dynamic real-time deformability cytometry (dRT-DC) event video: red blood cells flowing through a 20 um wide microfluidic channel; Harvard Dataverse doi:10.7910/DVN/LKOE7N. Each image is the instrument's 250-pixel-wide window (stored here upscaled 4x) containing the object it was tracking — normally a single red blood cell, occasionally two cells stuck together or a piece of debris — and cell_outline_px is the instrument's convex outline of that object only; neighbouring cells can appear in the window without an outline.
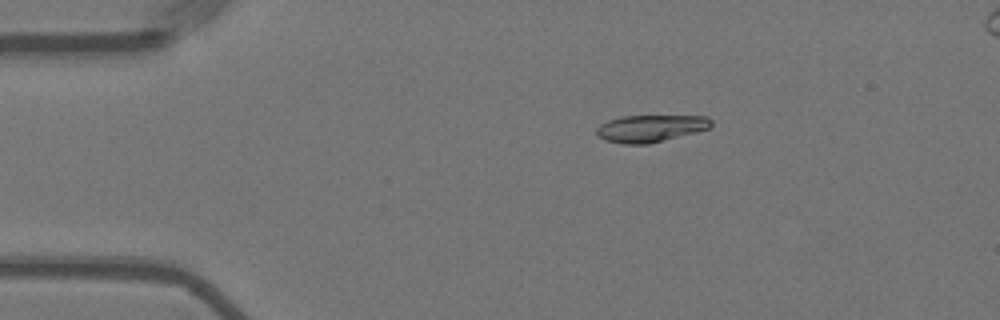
{"species": "Egyptian fruit bat (a non-hibernating species)", "species_latin": "Rousettus aegyptiacus", "temperature_condition": "warm", "stored_images_in_passage": 50, "segment_of_instrument_passage": [1, 2], "camera_frame_rate_fps": 3000, "um_per_image_px": 0.085, "animal": {"sex": "female"}, "frame": {"image": 1, "passage_image": 3, "time_ms": 0.667, "image_size_px": [1000, 320], "cell_outline_px": [[712, 124], [708, 128], [696, 132], [648, 144], [624, 144], [604, 140], [596, 136], [596, 128], [600, 124], [608, 120], [620, 116], [708, 116], [712, 120]], "centroid_in_image_um": [55.25, 10.91], "position_along_channel_um": 29.8, "area_um2": 18.15}}
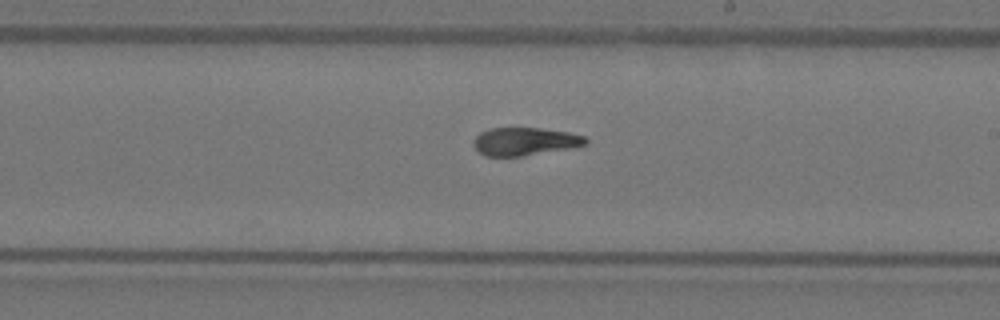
{"frame": {"image": 2, "passage_image": 25, "time_ms": 8.0, "image_size_px": [1000, 320], "cell_outline_px": [[588, 144], [576, 148], [520, 156], [484, 156], [472, 144], [472, 140], [480, 132], [488, 128], [540, 128], [568, 132], [584, 136], [588, 140]], "centroid_in_image_um": [44.63, 12.02], "position_along_channel_um": 244.4, "area_um2": 18.5}}
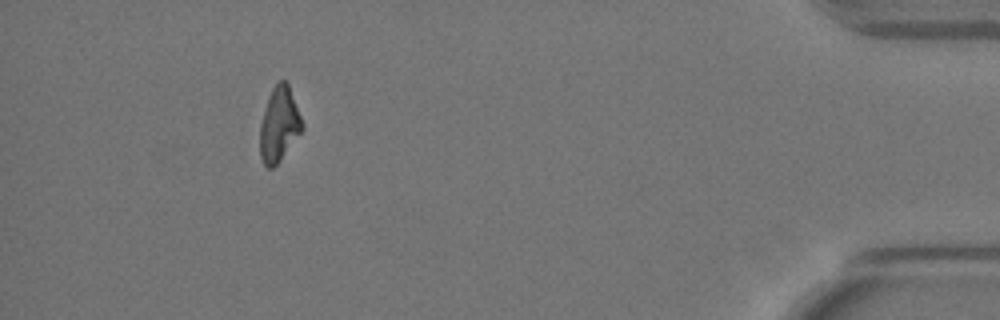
{"frame": {"image": 3, "passage_image": 44, "time_ms": 14.333, "image_size_px": [1000, 320], "cell_outline_px": [[304, 128], [280, 160], [272, 168], [268, 168], [264, 164], [260, 156], [260, 124], [268, 96], [272, 88], [280, 80], [284, 80], [288, 84], [304, 124]], "centroid_in_image_um": [23.72, 10.58], "position_along_channel_um": 411.5, "area_um2": 18.15}}